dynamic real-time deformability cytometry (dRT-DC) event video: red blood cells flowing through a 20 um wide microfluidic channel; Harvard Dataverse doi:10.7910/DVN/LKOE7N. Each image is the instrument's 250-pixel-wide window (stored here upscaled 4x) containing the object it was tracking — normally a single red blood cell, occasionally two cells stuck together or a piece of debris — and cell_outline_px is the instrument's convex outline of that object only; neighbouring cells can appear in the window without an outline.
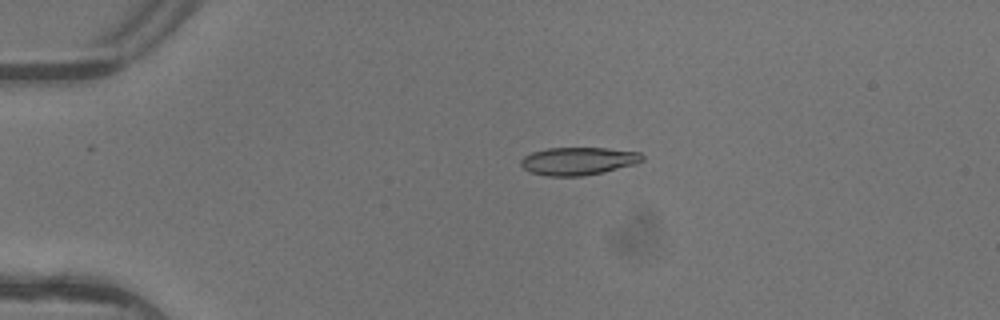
{"species": "common noctule bat (a hibernating species)", "species_latin": "Nyctalus noctula", "temperature_condition": "warm", "stored_images_in_passage": 4, "camera_frame_rate_fps": 3000, "um_per_image_px": 0.085, "animal": {"sex": "female"}, "frame": {"image": 1, "passage_image": 3, "time_ms": 0.667, "image_size_px": [1000, 320], "cell_outline_px": [[644, 160], [636, 164], [604, 172], [584, 176], [548, 176], [528, 172], [520, 164], [520, 160], [524, 156], [532, 152], [548, 148], [608, 148], [640, 152], [644, 156]], "centroid_in_image_um": [49.16, 13.69], "position_along_channel_um": 35.8, "area_um2": 19.88}}